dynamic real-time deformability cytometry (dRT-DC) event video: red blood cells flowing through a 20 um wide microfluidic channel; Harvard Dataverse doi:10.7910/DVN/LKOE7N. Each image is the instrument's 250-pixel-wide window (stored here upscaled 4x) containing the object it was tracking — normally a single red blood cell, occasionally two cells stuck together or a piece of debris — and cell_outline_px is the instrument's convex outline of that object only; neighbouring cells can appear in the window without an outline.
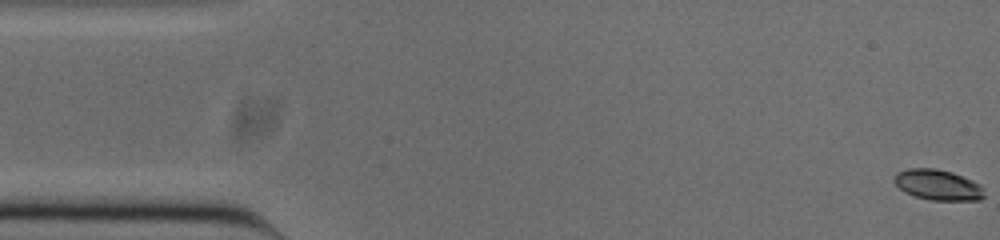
{"species": "common noctule bat (a hibernating species)", "species_latin": "Nyctalus noctula", "temperature_condition": "cold", "stored_images_in_passage": 53, "camera_frame_rate_fps": 3000, "um_per_image_px": 0.085, "animal": {"sex": "male", "body_mass_g": 20.0, "forearm_length_mm": 53.3}, "frame": {"image": 1, "passage_image": 1, "time_ms": 0.0, "image_size_px": [1000, 240], "cell_outline_px": [[984, 196], [980, 200], [932, 200], [916, 196], [904, 192], [892, 180], [892, 176], [896, 172], [908, 168], [936, 168], [952, 172], [972, 180], [980, 184]], "centroid_in_image_um": [79.67, 15.7], "position_along_channel_um": 5.3, "area_um2": 16.07}}
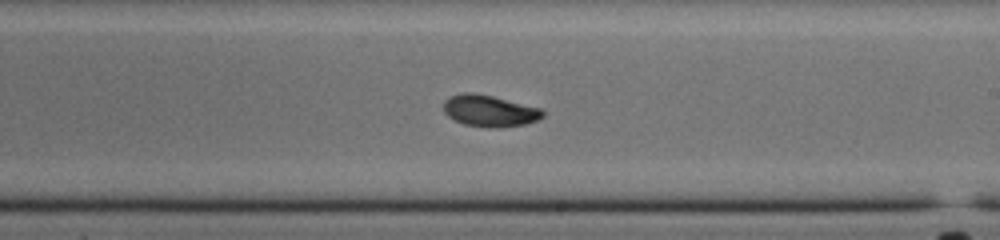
{"frame": {"image": 2, "passage_image": 30, "time_ms": 9.667, "image_size_px": [1000, 240], "cell_outline_px": [[544, 116], [540, 120], [524, 124], [496, 128], [488, 128], [464, 124], [448, 116], [444, 112], [444, 100], [448, 96], [460, 92], [472, 92], [492, 96], [540, 108], [544, 112]], "centroid_in_image_um": [41.59, 9.42], "position_along_channel_um": 247.4, "area_um2": 18.32}}
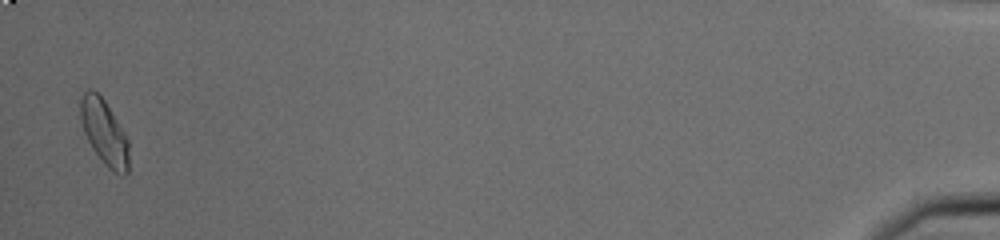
{"frame": {"image": 3, "passage_image": 52, "time_ms": 17.0, "image_size_px": [1000, 240], "cell_outline_px": [[128, 172], [124, 176], [120, 176], [112, 172], [92, 148], [84, 132], [80, 120], [80, 100], [84, 92], [88, 88], [92, 88], [104, 100], [124, 132], [128, 140]], "centroid_in_image_um": [8.86, 11.25], "position_along_channel_um": 426.3, "area_um2": 18.26}, "authors_computed_cell_mechanics": {"area_um2": 17.5134, "velocity_mm_per_s": 3.8392, "shape_relaxation_time_tau1_ms": 2.5655, "shape_relaxation_time_tau2_ms": 3.6168, "deformation_change_tau1": 0.1257, "deformation_change_tau2": 0.0733}}